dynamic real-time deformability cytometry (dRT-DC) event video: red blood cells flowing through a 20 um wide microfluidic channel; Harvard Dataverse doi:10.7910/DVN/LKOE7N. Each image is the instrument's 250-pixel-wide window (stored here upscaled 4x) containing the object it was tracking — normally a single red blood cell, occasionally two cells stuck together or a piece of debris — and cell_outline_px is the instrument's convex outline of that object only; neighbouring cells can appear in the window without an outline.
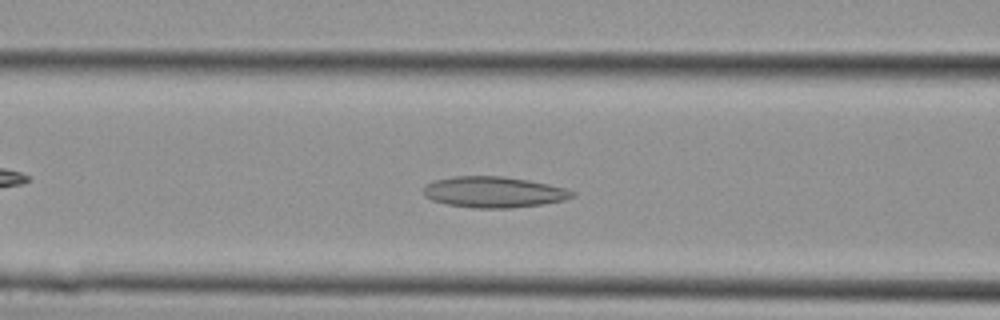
{"species": "Egyptian fruit bat (a non-hibernating species)", "species_latin": "Rousettus aegyptiacus", "temperature_condition": "cold", "stored_images_in_passage": 28, "camera_frame_rate_fps": 3000, "um_per_image_px": 0.085, "animal": {"sex": "female"}, "frame": {"image": 1, "passage_image": 10, "time_ms": 3.0, "image_size_px": [1000, 320], "cell_outline_px": [[576, 196], [564, 200], [544, 204], [508, 208], [476, 208], [444, 204], [432, 200], [424, 196], [424, 184], [436, 180], [456, 176], [504, 176], [528, 180], [548, 184], [564, 188], [576, 192]], "centroid_in_image_um": [41.97, 16.33], "position_along_channel_um": 124.6, "area_um2": 26.93}}
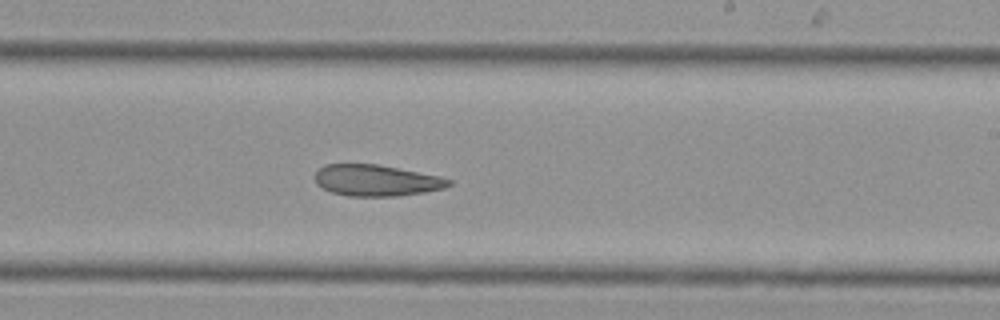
{"frame": {"image": 2, "passage_image": 16, "time_ms": 5.0, "image_size_px": [1000, 320], "cell_outline_px": [[452, 184], [444, 188], [424, 192], [400, 196], [348, 196], [332, 192], [316, 184], [316, 172], [324, 164], [376, 164], [440, 176], [452, 180]], "centroid_in_image_um": [32.0, 15.34], "position_along_channel_um": 257.0, "area_um2": 24.28}}
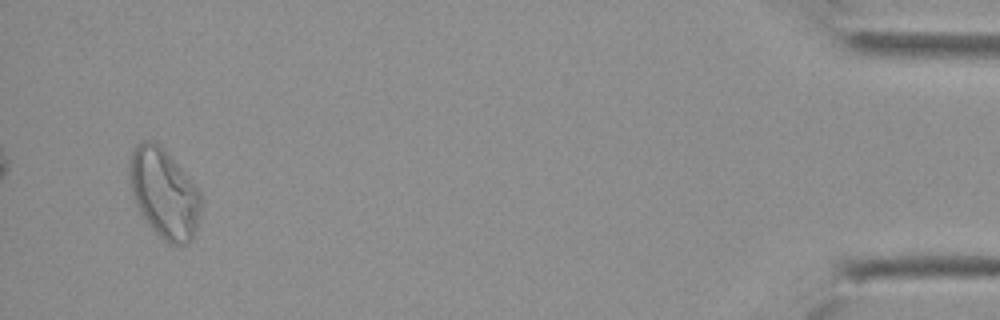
{"frame": {"image": 3, "passage_image": 27, "time_ms": 8.667, "image_size_px": [1000, 320], "cell_outline_px": [[200, 220], [196, 232], [192, 240], [184, 244], [168, 244], [148, 224], [140, 212], [136, 204], [128, 180], [128, 164], [132, 152], [136, 144], [144, 140], [152, 140], [160, 144], [164, 148], [200, 192]], "centroid_in_image_um": [13.93, 16.43], "position_along_channel_um": 421.3, "area_um2": 37.28}}